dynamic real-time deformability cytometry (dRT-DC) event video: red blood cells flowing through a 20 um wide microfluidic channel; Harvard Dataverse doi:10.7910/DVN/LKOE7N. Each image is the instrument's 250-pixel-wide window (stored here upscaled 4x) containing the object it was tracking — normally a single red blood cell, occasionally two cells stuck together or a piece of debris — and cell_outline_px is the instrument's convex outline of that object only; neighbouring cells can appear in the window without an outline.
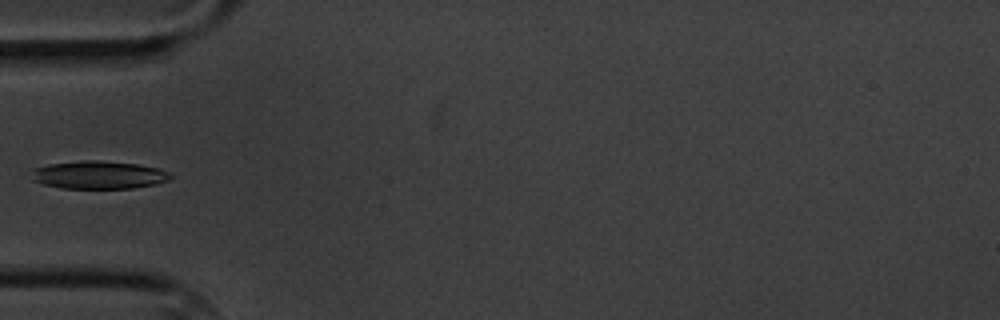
{"species": "common noctule bat (a hibernating species)", "species_latin": "Nyctalus noctula", "temperature_condition": "cold", "stored_images_in_passage": 10, "camera_frame_rate_fps": 3000, "um_per_image_px": 0.085, "animal": {"sex": "male", "body_mass_g": 20.1, "forearm_length_mm": 53.5}, "frame": {"image": 1, "passage_image": 5, "time_ms": 4.667, "image_size_px": [1000, 320], "cell_outline_px": [[172, 176], [168, 180], [156, 184], [132, 188], [64, 188], [44, 184], [32, 180], [32, 168], [48, 164], [84, 160], [100, 160], [136, 164], [160, 168], [168, 172]], "centroid_in_image_um": [8.38, 14.86], "position_along_channel_um": 76.6, "area_um2": 22.6}}
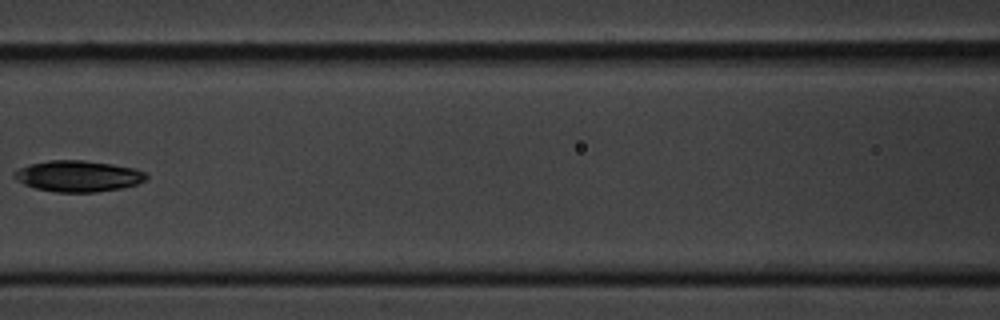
{"frame": {"image": 2, "passage_image": 7, "time_ms": 7.0, "image_size_px": [1000, 320], "cell_outline_px": [[148, 180], [136, 184], [120, 188], [96, 192], [56, 192], [36, 188], [24, 184], [16, 180], [12, 176], [20, 168], [28, 164], [48, 160], [84, 160], [112, 164], [136, 168], [144, 172], [148, 176]], "centroid_in_image_um": [6.65, 14.96], "position_along_channel_um": 159.9, "area_um2": 23.99}}
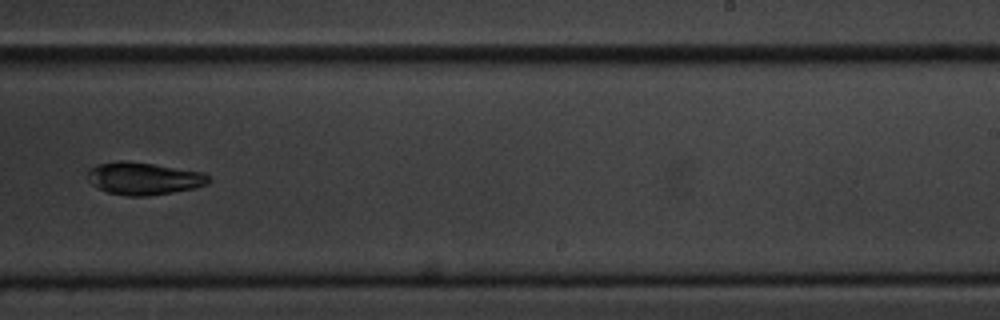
{"frame": {"image": 3, "passage_image": 10, "time_ms": 10.333, "image_size_px": [1000, 320], "cell_outline_px": [[212, 180], [208, 184], [192, 188], [172, 192], [148, 196], [128, 196], [108, 192], [96, 188], [88, 180], [88, 168], [100, 164], [120, 160], [128, 160], [204, 172]], "centroid_in_image_um": [12.21, 15.16], "position_along_channel_um": 276.8, "area_um2": 22.95}}